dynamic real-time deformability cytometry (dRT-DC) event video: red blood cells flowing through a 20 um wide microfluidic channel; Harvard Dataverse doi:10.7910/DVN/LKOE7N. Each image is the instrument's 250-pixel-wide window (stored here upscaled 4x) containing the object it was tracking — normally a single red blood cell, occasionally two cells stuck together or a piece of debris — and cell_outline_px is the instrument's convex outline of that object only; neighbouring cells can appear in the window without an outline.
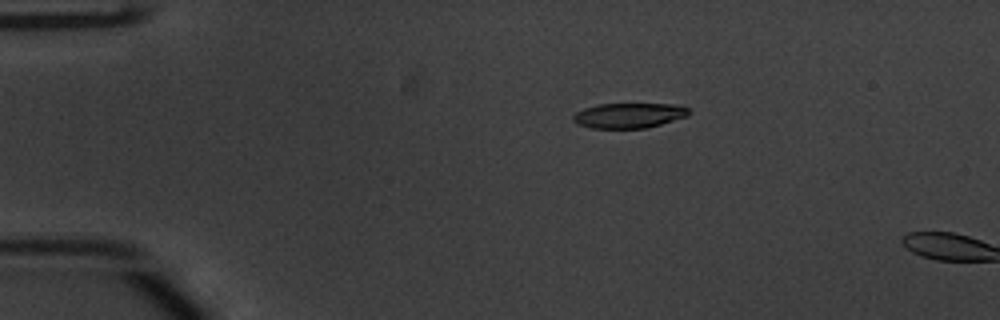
{"species": "common noctule bat (a hibernating species)", "species_latin": "Nyctalus noctula", "temperature_condition": "warm", "stored_images_in_passage": 13, "camera_frame_rate_fps": 3000, "um_per_image_px": 0.085, "animal": {"sex": "male", "body_mass_g": 20.1, "forearm_length_mm": 53.5}, "frame": {"image": 1, "passage_image": 11, "time_ms": 3.333, "image_size_px": [1000, 320], "cell_outline_px": [[688, 116], [660, 124], [644, 128], [592, 128], [576, 124], [572, 120], [572, 116], [576, 112], [584, 108], [596, 104], [684, 104], [688, 108]], "centroid_in_image_um": [53.44, 9.8], "position_along_channel_um": 31.6, "area_um2": 16.99}}